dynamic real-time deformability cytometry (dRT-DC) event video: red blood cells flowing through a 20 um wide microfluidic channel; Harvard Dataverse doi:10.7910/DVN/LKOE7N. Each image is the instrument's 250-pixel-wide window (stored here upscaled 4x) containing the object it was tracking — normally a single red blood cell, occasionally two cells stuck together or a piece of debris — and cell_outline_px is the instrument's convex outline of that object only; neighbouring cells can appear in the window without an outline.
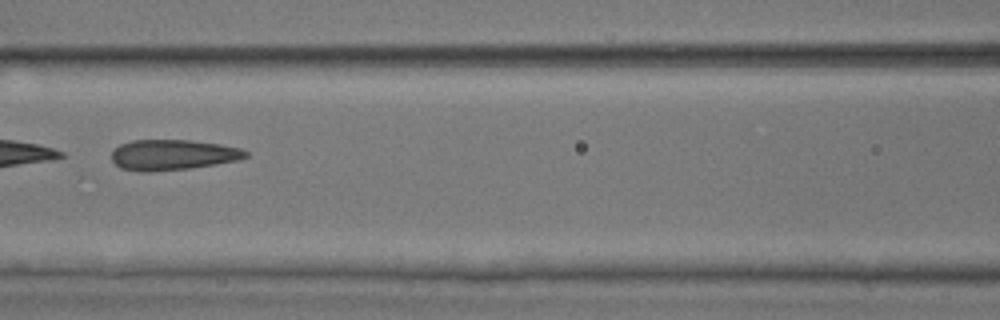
{"species": "common noctule bat (a hibernating species)", "species_latin": "Nyctalus noctula", "temperature_condition": "room temperature", "stored_images_in_passage": 28, "camera_frame_rate_fps": 3000, "um_per_image_px": 0.085, "animal": {"sex": "male", "body_mass_g": 17.9, "forearm_length_mm": 54.2}, "frame": {"image": 1, "passage_image": 11, "time_ms": 3.333, "image_size_px": [1000, 320], "cell_outline_px": [[248, 156], [240, 160], [216, 164], [188, 168], [152, 172], [140, 172], [120, 168], [112, 160], [112, 148], [120, 144], [132, 140], [188, 140], [220, 144], [240, 148], [248, 152]], "centroid_in_image_um": [14.66, 13.16], "position_along_channel_um": 151.9, "area_um2": 23.99}}